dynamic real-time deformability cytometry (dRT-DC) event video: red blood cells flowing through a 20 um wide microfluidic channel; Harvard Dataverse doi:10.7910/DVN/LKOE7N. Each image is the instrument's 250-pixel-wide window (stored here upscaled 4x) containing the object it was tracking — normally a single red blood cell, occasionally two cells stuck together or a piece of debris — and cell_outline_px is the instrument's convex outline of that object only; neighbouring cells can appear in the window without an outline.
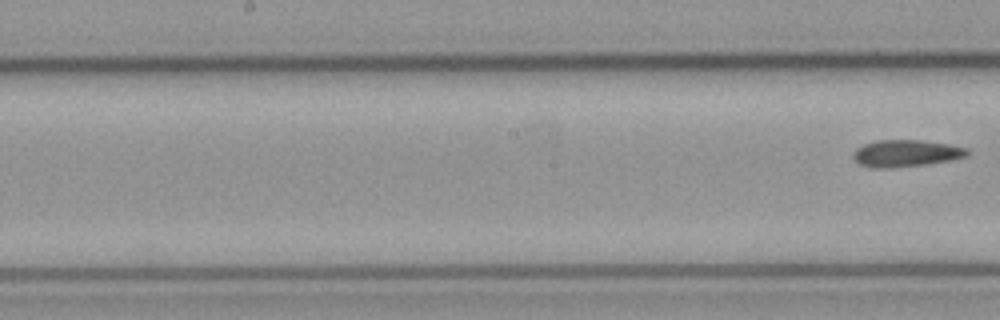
{"species": "common noctule bat (a hibernating species)", "species_latin": "Nyctalus noctula", "temperature_condition": "cold", "stored_images_in_passage": 8, "segment_of_instrument_passage": [2, 2], "camera_frame_rate_fps": 3000, "um_per_image_px": 0.085, "animal": {"sex": "male", "body_mass_g": 23.1, "forearm_length_mm": 52.7}, "frame": {"image": 1, "passage_image": 8, "time_ms": 9.667, "image_size_px": [1000, 320], "cell_outline_px": [[972, 152], [968, 156], [948, 160], [924, 164], [892, 168], [868, 168], [860, 164], [852, 156], [852, 152], [856, 148], [864, 144], [876, 140], [920, 140], [948, 144], [968, 148]], "centroid_in_image_um": [76.99, 13.03], "position_along_channel_um": 171.2, "area_um2": 17.98}}